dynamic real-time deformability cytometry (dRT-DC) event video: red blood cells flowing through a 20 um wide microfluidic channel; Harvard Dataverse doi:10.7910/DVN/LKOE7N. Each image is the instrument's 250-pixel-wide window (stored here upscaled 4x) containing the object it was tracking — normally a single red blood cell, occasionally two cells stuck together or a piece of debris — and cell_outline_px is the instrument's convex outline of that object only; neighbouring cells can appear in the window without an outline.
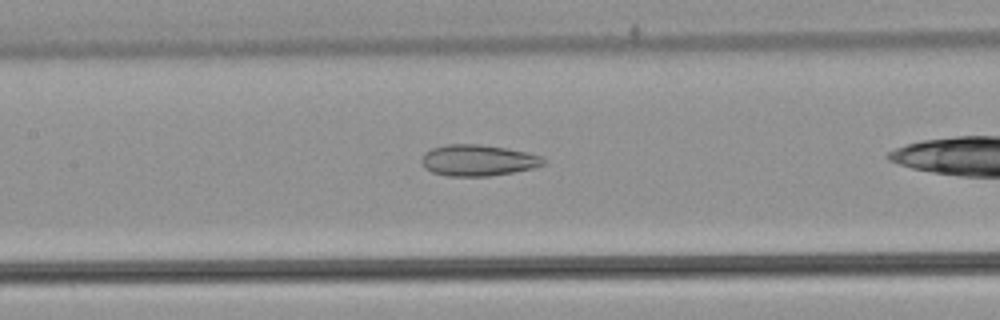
{"species": "common noctule bat (a hibernating species)", "species_latin": "Nyctalus noctula", "temperature_condition": "warm", "stored_images_in_passage": 26, "camera_frame_rate_fps": 3000, "um_per_image_px": 0.085, "animal": {"sex": "male", "body_mass_g": 21.5, "forearm_length_mm": 52.0}, "frame": {"image": 1, "passage_image": 9, "time_ms": 2.667, "image_size_px": [1000, 320], "cell_outline_px": [[548, 160], [544, 164], [532, 168], [512, 172], [488, 176], [448, 176], [432, 172], [424, 168], [420, 160], [424, 152], [432, 148], [448, 144], [480, 144], [528, 152], [540, 156]], "centroid_in_image_um": [40.6, 13.62], "position_along_channel_um": 166.8, "area_um2": 22.2}}
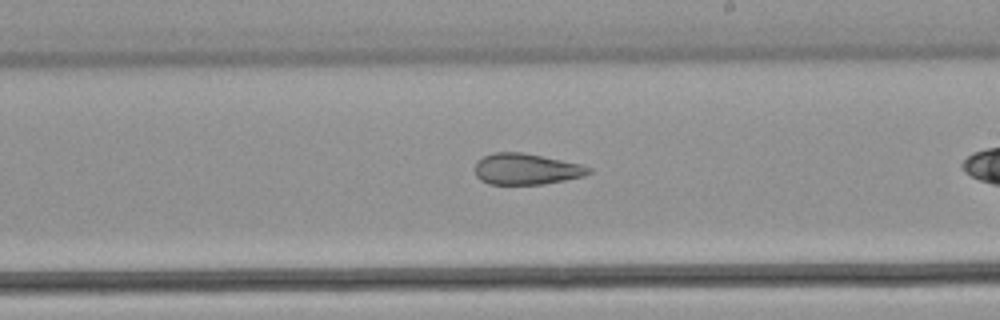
{"frame": {"image": 2, "passage_image": 15, "time_ms": 4.667, "image_size_px": [1000, 320], "cell_outline_px": [[592, 172], [584, 176], [544, 184], [488, 184], [480, 180], [476, 176], [476, 160], [492, 152], [524, 152], [580, 164], [592, 168]], "centroid_in_image_um": [44.72, 14.36], "position_along_channel_um": 244.3, "area_um2": 20.69}}
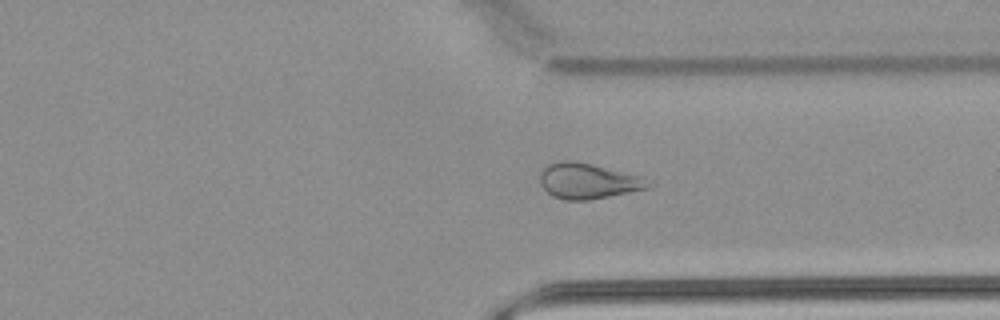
{"frame": {"image": 3, "passage_image": 24, "time_ms": 7.667, "image_size_px": [1000, 320], "cell_outline_px": [[648, 188], [588, 200], [564, 200], [552, 196], [540, 184], [540, 172], [548, 164], [564, 160], [576, 160], [640, 176]], "centroid_in_image_um": [49.86, 15.38], "position_along_channel_um": 361.5, "area_um2": 21.91}}